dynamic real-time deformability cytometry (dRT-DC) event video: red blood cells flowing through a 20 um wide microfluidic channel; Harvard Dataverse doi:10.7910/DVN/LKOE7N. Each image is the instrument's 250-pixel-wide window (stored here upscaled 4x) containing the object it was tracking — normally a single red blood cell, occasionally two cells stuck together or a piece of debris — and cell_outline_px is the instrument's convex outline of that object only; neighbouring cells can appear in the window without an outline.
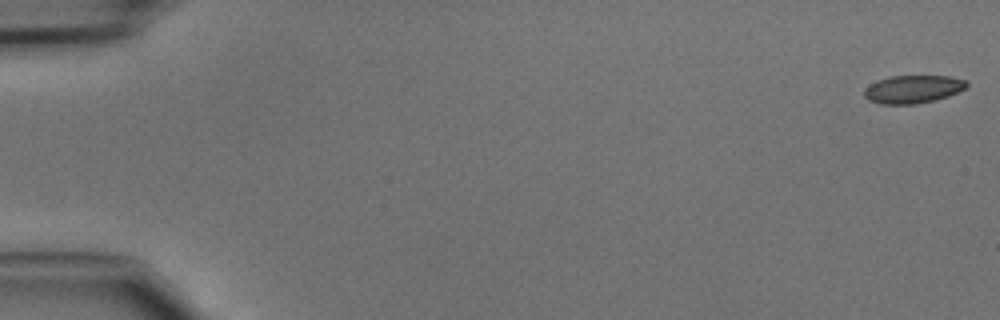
{"species": "common noctule bat (a hibernating species)", "species_latin": "Nyctalus noctula", "temperature_condition": "cold", "stored_images_in_passage": 47, "camera_frame_rate_fps": 3000, "um_per_image_px": 0.085, "animal": {"sex": "male", "body_mass_g": 15.6}, "frame": {"image": 1, "passage_image": 1, "time_ms": 0.0, "image_size_px": [1000, 320], "cell_outline_px": [[968, 88], [948, 96], [936, 100], [916, 104], [880, 104], [868, 100], [864, 96], [864, 88], [888, 76], [948, 76], [968, 80]], "centroid_in_image_um": [77.64, 7.59], "position_along_channel_um": 7.4, "area_um2": 16.82}}
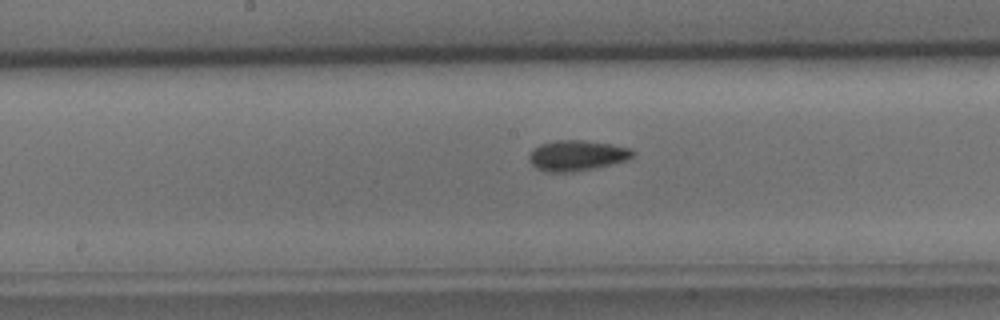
{"frame": {"image": 2, "passage_image": 25, "time_ms": 8.0, "image_size_px": [1000, 320], "cell_outline_px": [[636, 152], [628, 160], [612, 164], [572, 172], [544, 172], [536, 168], [528, 160], [528, 156], [532, 148], [540, 144], [556, 140], [584, 140], [632, 148]], "centroid_in_image_um": [49.01, 13.22], "position_along_channel_um": 199.2, "area_um2": 18.55}}
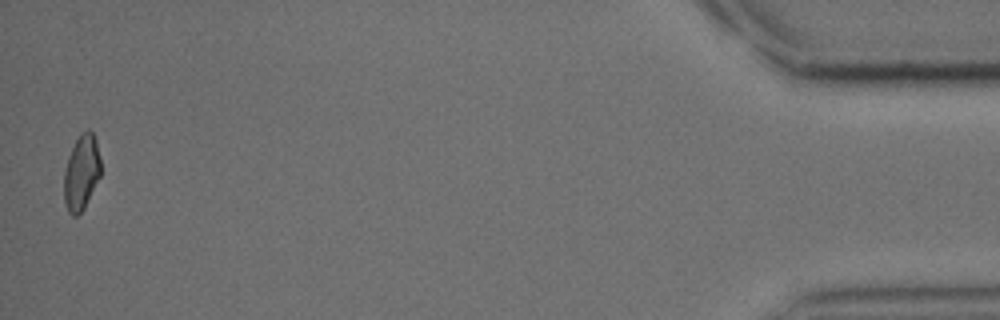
{"frame": {"image": 3, "passage_image": 47, "time_ms": 15.333, "image_size_px": [1000, 320], "cell_outline_px": [[100, 176], [84, 208], [76, 216], [72, 216], [68, 212], [64, 200], [64, 172], [68, 156], [80, 132], [88, 128], [92, 132], [96, 140], [100, 156]], "centroid_in_image_um": [6.92, 14.64], "position_along_channel_um": 428.3, "area_um2": 16.13}}